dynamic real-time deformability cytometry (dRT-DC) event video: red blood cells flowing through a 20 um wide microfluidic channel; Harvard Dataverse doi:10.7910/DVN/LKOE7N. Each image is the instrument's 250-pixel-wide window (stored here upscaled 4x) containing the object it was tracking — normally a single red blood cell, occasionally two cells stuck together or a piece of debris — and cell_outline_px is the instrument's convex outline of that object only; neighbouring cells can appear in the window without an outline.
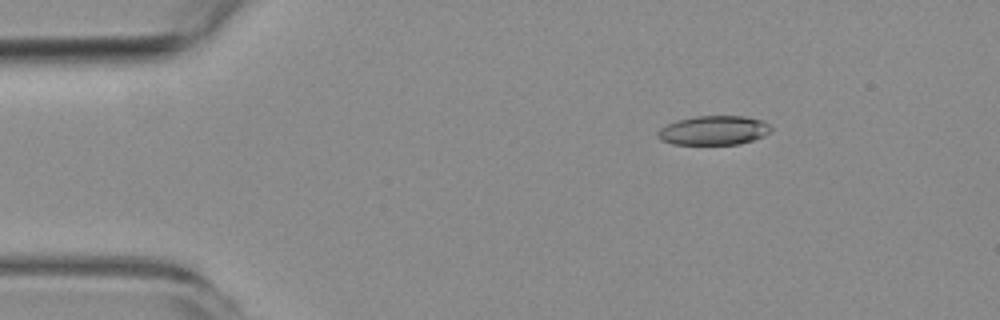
{"species": "common noctule bat (a hibernating species)", "species_latin": "Nyctalus noctula", "temperature_condition": "room temperature", "stored_images_in_passage": 5, "camera_frame_rate_fps": 3000, "um_per_image_px": 0.085, "animal": {"sex": "female", "body_mass_g": 19.3, "forearm_length_mm": 54.1}, "frame": {"image": 1, "passage_image": 3, "time_ms": 2.333, "image_size_px": [1000, 320], "cell_outline_px": [[772, 132], [764, 136], [740, 144], [672, 144], [660, 140], [656, 136], [656, 132], [660, 128], [676, 120], [696, 116], [744, 116], [764, 120], [772, 128]], "centroid_in_image_um": [60.67, 11.08], "position_along_channel_um": 24.3, "area_um2": 19.48}}